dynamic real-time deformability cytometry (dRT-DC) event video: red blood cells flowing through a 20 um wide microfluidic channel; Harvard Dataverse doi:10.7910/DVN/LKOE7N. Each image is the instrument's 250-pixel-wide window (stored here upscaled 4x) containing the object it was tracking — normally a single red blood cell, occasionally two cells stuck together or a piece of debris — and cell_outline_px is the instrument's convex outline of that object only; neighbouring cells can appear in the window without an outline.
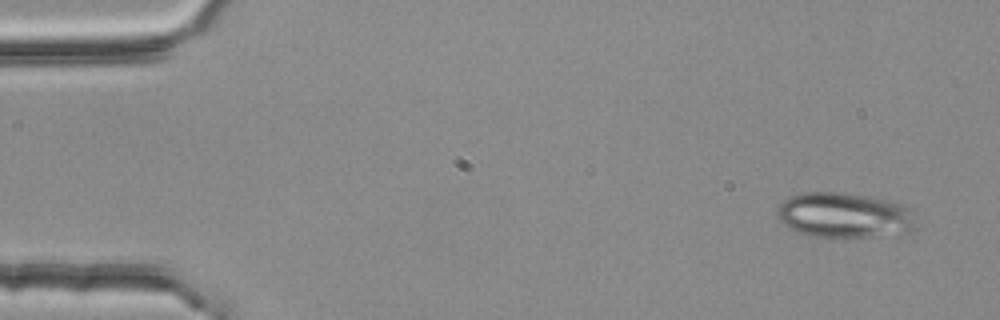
{"species": "common noctule bat (a hibernating species)", "species_latin": "Nyctalus noctula", "temperature_condition": "room temperature", "stored_images_in_passage": 3, "camera_frame_rate_fps": 3000, "um_per_image_px": 0.085, "animal": {"sex": "female", "body_mass_g": 25.1}, "frame": {"image": 1, "passage_image": 1, "time_ms": 0.0, "image_size_px": [1000, 320], "cell_outline_px": [[916, 228], [908, 232], [868, 236], [812, 236], [796, 232], [788, 228], [776, 216], [776, 212], [780, 204], [784, 200], [792, 196], [804, 192], [844, 192], [892, 200], [904, 204], [912, 208]], "centroid_in_image_um": [71.79, 18.27], "position_along_channel_um": 13.2, "area_um2": 36.7}}